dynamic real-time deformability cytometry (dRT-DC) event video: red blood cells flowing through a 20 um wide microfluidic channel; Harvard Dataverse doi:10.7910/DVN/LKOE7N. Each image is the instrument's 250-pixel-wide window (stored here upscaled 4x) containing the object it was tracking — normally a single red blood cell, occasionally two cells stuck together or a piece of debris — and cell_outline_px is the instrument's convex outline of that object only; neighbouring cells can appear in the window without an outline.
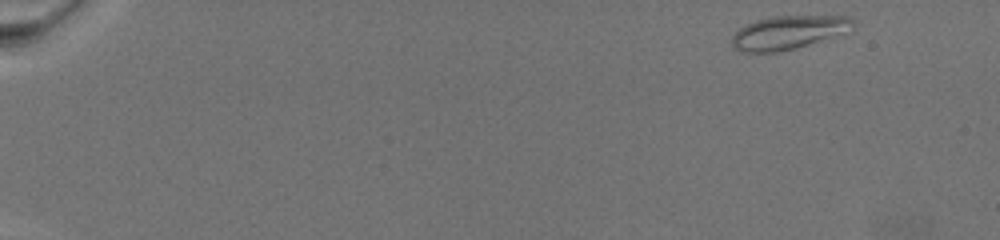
{"species": "common noctule bat (a hibernating species)", "species_latin": "Nyctalus noctula", "temperature_condition": "warm", "stored_images_in_passage": 44, "camera_frame_rate_fps": 3000, "um_per_image_px": 0.085, "animal": {"sex": "female", "body_mass_g": 19.5, "forearm_length_mm": 54.1}, "frame": {"image": 1, "passage_image": 1, "time_ms": 0.0, "image_size_px": [1000, 240], "cell_outline_px": [[856, 24], [852, 32], [796, 48], [776, 52], [740, 52], [732, 48], [732, 36], [740, 28], [756, 20], [776, 16], [848, 16]], "centroid_in_image_um": [67.08, 2.77], "position_along_channel_um": 17.9, "area_um2": 23.93}}
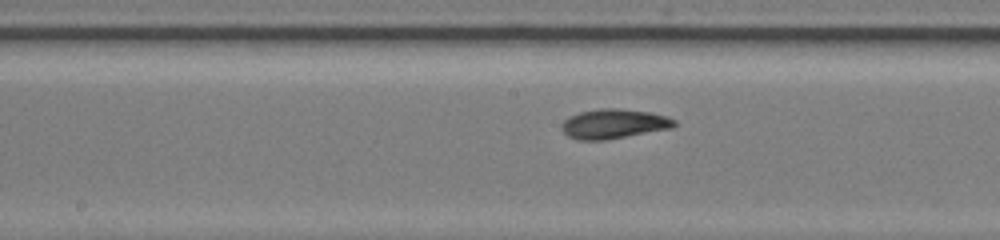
{"frame": {"image": 2, "passage_image": 22, "time_ms": 11.333, "image_size_px": [1000, 240], "cell_outline_px": [[676, 124], [672, 128], [604, 140], [576, 140], [568, 136], [560, 128], [560, 124], [564, 120], [580, 112], [600, 108], [620, 108], [648, 112], [668, 116], [676, 120]], "centroid_in_image_um": [52.16, 10.52], "position_along_channel_um": 196.0, "area_um2": 19.42}}
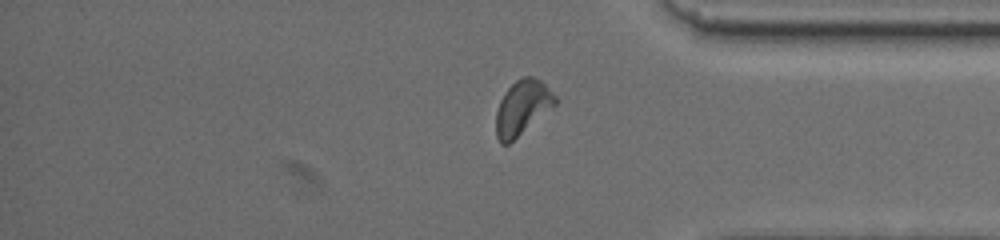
{"frame": {"image": 3, "passage_image": 36, "time_ms": 18.0, "image_size_px": [1000, 240], "cell_outline_px": [[556, 104], [508, 144], [500, 144], [496, 136], [496, 112], [500, 100], [504, 92], [516, 80], [524, 76], [532, 76], [540, 80], [556, 96]], "centroid_in_image_um": [44.37, 9.13], "position_along_channel_um": 390.8, "area_um2": 18.5}}